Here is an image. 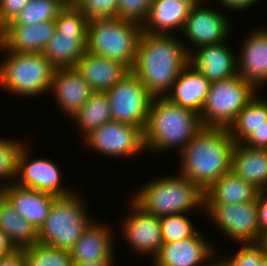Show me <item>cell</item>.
I'll use <instances>...</instances> for the list:
<instances>
[{
	"label": "cell",
	"instance_id": "obj_21",
	"mask_svg": "<svg viewBox=\"0 0 267 266\" xmlns=\"http://www.w3.org/2000/svg\"><path fill=\"white\" fill-rule=\"evenodd\" d=\"M55 31V20L33 25H6L0 30V44L12 52L42 53Z\"/></svg>",
	"mask_w": 267,
	"mask_h": 266
},
{
	"label": "cell",
	"instance_id": "obj_22",
	"mask_svg": "<svg viewBox=\"0 0 267 266\" xmlns=\"http://www.w3.org/2000/svg\"><path fill=\"white\" fill-rule=\"evenodd\" d=\"M197 1L152 0L148 18L142 25V32L163 35H169L171 31L181 33L185 21Z\"/></svg>",
	"mask_w": 267,
	"mask_h": 266
},
{
	"label": "cell",
	"instance_id": "obj_19",
	"mask_svg": "<svg viewBox=\"0 0 267 266\" xmlns=\"http://www.w3.org/2000/svg\"><path fill=\"white\" fill-rule=\"evenodd\" d=\"M50 92L63 115L71 118L90 98L93 91L76 67L54 70Z\"/></svg>",
	"mask_w": 267,
	"mask_h": 266
},
{
	"label": "cell",
	"instance_id": "obj_9",
	"mask_svg": "<svg viewBox=\"0 0 267 266\" xmlns=\"http://www.w3.org/2000/svg\"><path fill=\"white\" fill-rule=\"evenodd\" d=\"M258 93L253 84L244 81L239 75L211 83L199 114L202 126L228 128Z\"/></svg>",
	"mask_w": 267,
	"mask_h": 266
},
{
	"label": "cell",
	"instance_id": "obj_26",
	"mask_svg": "<svg viewBox=\"0 0 267 266\" xmlns=\"http://www.w3.org/2000/svg\"><path fill=\"white\" fill-rule=\"evenodd\" d=\"M260 190L234 172L218 178L205 192V204H243L257 200Z\"/></svg>",
	"mask_w": 267,
	"mask_h": 266
},
{
	"label": "cell",
	"instance_id": "obj_4",
	"mask_svg": "<svg viewBox=\"0 0 267 266\" xmlns=\"http://www.w3.org/2000/svg\"><path fill=\"white\" fill-rule=\"evenodd\" d=\"M131 198L145 212L157 217L191 213L203 209L205 194L194 183L180 175H164L139 187ZM201 208V209H200Z\"/></svg>",
	"mask_w": 267,
	"mask_h": 266
},
{
	"label": "cell",
	"instance_id": "obj_3",
	"mask_svg": "<svg viewBox=\"0 0 267 266\" xmlns=\"http://www.w3.org/2000/svg\"><path fill=\"white\" fill-rule=\"evenodd\" d=\"M201 128L198 113L165 97H153L144 129L145 147L154 153L178 148L179 153Z\"/></svg>",
	"mask_w": 267,
	"mask_h": 266
},
{
	"label": "cell",
	"instance_id": "obj_13",
	"mask_svg": "<svg viewBox=\"0 0 267 266\" xmlns=\"http://www.w3.org/2000/svg\"><path fill=\"white\" fill-rule=\"evenodd\" d=\"M28 146L23 143L18 151L14 183L20 187L46 192L56 197L73 194V190L65 188L62 184L60 166L45 157L32 159Z\"/></svg>",
	"mask_w": 267,
	"mask_h": 266
},
{
	"label": "cell",
	"instance_id": "obj_16",
	"mask_svg": "<svg viewBox=\"0 0 267 266\" xmlns=\"http://www.w3.org/2000/svg\"><path fill=\"white\" fill-rule=\"evenodd\" d=\"M204 237L198 231L188 239L163 243L151 266H209L217 251Z\"/></svg>",
	"mask_w": 267,
	"mask_h": 266
},
{
	"label": "cell",
	"instance_id": "obj_17",
	"mask_svg": "<svg viewBox=\"0 0 267 266\" xmlns=\"http://www.w3.org/2000/svg\"><path fill=\"white\" fill-rule=\"evenodd\" d=\"M242 43L237 53L238 75L259 90L267 85V27L250 31Z\"/></svg>",
	"mask_w": 267,
	"mask_h": 266
},
{
	"label": "cell",
	"instance_id": "obj_35",
	"mask_svg": "<svg viewBox=\"0 0 267 266\" xmlns=\"http://www.w3.org/2000/svg\"><path fill=\"white\" fill-rule=\"evenodd\" d=\"M74 4L89 20L118 17V0H74Z\"/></svg>",
	"mask_w": 267,
	"mask_h": 266
},
{
	"label": "cell",
	"instance_id": "obj_39",
	"mask_svg": "<svg viewBox=\"0 0 267 266\" xmlns=\"http://www.w3.org/2000/svg\"><path fill=\"white\" fill-rule=\"evenodd\" d=\"M241 144L254 149L267 150V125L258 127Z\"/></svg>",
	"mask_w": 267,
	"mask_h": 266
},
{
	"label": "cell",
	"instance_id": "obj_6",
	"mask_svg": "<svg viewBox=\"0 0 267 266\" xmlns=\"http://www.w3.org/2000/svg\"><path fill=\"white\" fill-rule=\"evenodd\" d=\"M142 25L127 19L95 18L89 20L86 51L125 64L132 70Z\"/></svg>",
	"mask_w": 267,
	"mask_h": 266
},
{
	"label": "cell",
	"instance_id": "obj_44",
	"mask_svg": "<svg viewBox=\"0 0 267 266\" xmlns=\"http://www.w3.org/2000/svg\"><path fill=\"white\" fill-rule=\"evenodd\" d=\"M116 257H109L107 259H101L98 261L81 263V264H73V266H115Z\"/></svg>",
	"mask_w": 267,
	"mask_h": 266
},
{
	"label": "cell",
	"instance_id": "obj_14",
	"mask_svg": "<svg viewBox=\"0 0 267 266\" xmlns=\"http://www.w3.org/2000/svg\"><path fill=\"white\" fill-rule=\"evenodd\" d=\"M204 1L211 0H199L192 7L189 16L187 17L184 27L181 31V35L187 38V44H184L188 54L203 45L217 44L228 40V36L231 34V22L226 17L225 13L218 11L219 9H213L211 7H205ZM203 3V5H202ZM204 6V7H202ZM230 33V34H229ZM190 41V43H189ZM194 46L193 49H191Z\"/></svg>",
	"mask_w": 267,
	"mask_h": 266
},
{
	"label": "cell",
	"instance_id": "obj_42",
	"mask_svg": "<svg viewBox=\"0 0 267 266\" xmlns=\"http://www.w3.org/2000/svg\"><path fill=\"white\" fill-rule=\"evenodd\" d=\"M259 0H218L220 2L224 10H233V11H244L247 8L249 9L253 4Z\"/></svg>",
	"mask_w": 267,
	"mask_h": 266
},
{
	"label": "cell",
	"instance_id": "obj_46",
	"mask_svg": "<svg viewBox=\"0 0 267 266\" xmlns=\"http://www.w3.org/2000/svg\"><path fill=\"white\" fill-rule=\"evenodd\" d=\"M209 266H228L222 259L215 258V261H211V264Z\"/></svg>",
	"mask_w": 267,
	"mask_h": 266
},
{
	"label": "cell",
	"instance_id": "obj_7",
	"mask_svg": "<svg viewBox=\"0 0 267 266\" xmlns=\"http://www.w3.org/2000/svg\"><path fill=\"white\" fill-rule=\"evenodd\" d=\"M79 194L56 197L44 225L38 231V243L71 251L93 222ZM90 218H89V217Z\"/></svg>",
	"mask_w": 267,
	"mask_h": 266
},
{
	"label": "cell",
	"instance_id": "obj_36",
	"mask_svg": "<svg viewBox=\"0 0 267 266\" xmlns=\"http://www.w3.org/2000/svg\"><path fill=\"white\" fill-rule=\"evenodd\" d=\"M240 247L232 256H222L228 266H259L265 251L258 243H239Z\"/></svg>",
	"mask_w": 267,
	"mask_h": 266
},
{
	"label": "cell",
	"instance_id": "obj_31",
	"mask_svg": "<svg viewBox=\"0 0 267 266\" xmlns=\"http://www.w3.org/2000/svg\"><path fill=\"white\" fill-rule=\"evenodd\" d=\"M64 6L60 0H29L22 11L7 25H33L55 20Z\"/></svg>",
	"mask_w": 267,
	"mask_h": 266
},
{
	"label": "cell",
	"instance_id": "obj_15",
	"mask_svg": "<svg viewBox=\"0 0 267 266\" xmlns=\"http://www.w3.org/2000/svg\"><path fill=\"white\" fill-rule=\"evenodd\" d=\"M129 215L120 224L122 235L127 239L132 251L145 255L151 260L159 253L163 244L160 219L145 212L132 199L129 201ZM151 255V256H150Z\"/></svg>",
	"mask_w": 267,
	"mask_h": 266
},
{
	"label": "cell",
	"instance_id": "obj_28",
	"mask_svg": "<svg viewBox=\"0 0 267 266\" xmlns=\"http://www.w3.org/2000/svg\"><path fill=\"white\" fill-rule=\"evenodd\" d=\"M0 231L17 249L38 243V231L24 217H21L0 194Z\"/></svg>",
	"mask_w": 267,
	"mask_h": 266
},
{
	"label": "cell",
	"instance_id": "obj_27",
	"mask_svg": "<svg viewBox=\"0 0 267 266\" xmlns=\"http://www.w3.org/2000/svg\"><path fill=\"white\" fill-rule=\"evenodd\" d=\"M231 171L260 191L267 190V150L236 144Z\"/></svg>",
	"mask_w": 267,
	"mask_h": 266
},
{
	"label": "cell",
	"instance_id": "obj_41",
	"mask_svg": "<svg viewBox=\"0 0 267 266\" xmlns=\"http://www.w3.org/2000/svg\"><path fill=\"white\" fill-rule=\"evenodd\" d=\"M0 266H26L23 249H16L13 253L0 257Z\"/></svg>",
	"mask_w": 267,
	"mask_h": 266
},
{
	"label": "cell",
	"instance_id": "obj_8",
	"mask_svg": "<svg viewBox=\"0 0 267 266\" xmlns=\"http://www.w3.org/2000/svg\"><path fill=\"white\" fill-rule=\"evenodd\" d=\"M88 23L89 19L74 3L60 10L55 34L42 52L55 69L75 67L86 53Z\"/></svg>",
	"mask_w": 267,
	"mask_h": 266
},
{
	"label": "cell",
	"instance_id": "obj_47",
	"mask_svg": "<svg viewBox=\"0 0 267 266\" xmlns=\"http://www.w3.org/2000/svg\"><path fill=\"white\" fill-rule=\"evenodd\" d=\"M259 266H267V254L262 258Z\"/></svg>",
	"mask_w": 267,
	"mask_h": 266
},
{
	"label": "cell",
	"instance_id": "obj_18",
	"mask_svg": "<svg viewBox=\"0 0 267 266\" xmlns=\"http://www.w3.org/2000/svg\"><path fill=\"white\" fill-rule=\"evenodd\" d=\"M224 42L200 46L189 54V64L210 83L238 75L237 54Z\"/></svg>",
	"mask_w": 267,
	"mask_h": 266
},
{
	"label": "cell",
	"instance_id": "obj_25",
	"mask_svg": "<svg viewBox=\"0 0 267 266\" xmlns=\"http://www.w3.org/2000/svg\"><path fill=\"white\" fill-rule=\"evenodd\" d=\"M210 82L188 64L164 96L171 103L200 114L208 95Z\"/></svg>",
	"mask_w": 267,
	"mask_h": 266
},
{
	"label": "cell",
	"instance_id": "obj_40",
	"mask_svg": "<svg viewBox=\"0 0 267 266\" xmlns=\"http://www.w3.org/2000/svg\"><path fill=\"white\" fill-rule=\"evenodd\" d=\"M260 233L267 230V190L260 191L256 200Z\"/></svg>",
	"mask_w": 267,
	"mask_h": 266
},
{
	"label": "cell",
	"instance_id": "obj_45",
	"mask_svg": "<svg viewBox=\"0 0 267 266\" xmlns=\"http://www.w3.org/2000/svg\"><path fill=\"white\" fill-rule=\"evenodd\" d=\"M258 244L261 246V248L267 254V230H265L261 233V237L258 241Z\"/></svg>",
	"mask_w": 267,
	"mask_h": 266
},
{
	"label": "cell",
	"instance_id": "obj_37",
	"mask_svg": "<svg viewBox=\"0 0 267 266\" xmlns=\"http://www.w3.org/2000/svg\"><path fill=\"white\" fill-rule=\"evenodd\" d=\"M152 0H118V18L137 22L147 20Z\"/></svg>",
	"mask_w": 267,
	"mask_h": 266
},
{
	"label": "cell",
	"instance_id": "obj_48",
	"mask_svg": "<svg viewBox=\"0 0 267 266\" xmlns=\"http://www.w3.org/2000/svg\"><path fill=\"white\" fill-rule=\"evenodd\" d=\"M64 5H70L74 3V0H60Z\"/></svg>",
	"mask_w": 267,
	"mask_h": 266
},
{
	"label": "cell",
	"instance_id": "obj_29",
	"mask_svg": "<svg viewBox=\"0 0 267 266\" xmlns=\"http://www.w3.org/2000/svg\"><path fill=\"white\" fill-rule=\"evenodd\" d=\"M256 95L227 128L236 144H241L253 131L267 125V100ZM266 100V101H265Z\"/></svg>",
	"mask_w": 267,
	"mask_h": 266
},
{
	"label": "cell",
	"instance_id": "obj_30",
	"mask_svg": "<svg viewBox=\"0 0 267 266\" xmlns=\"http://www.w3.org/2000/svg\"><path fill=\"white\" fill-rule=\"evenodd\" d=\"M78 123L82 139L92 130L112 121L106 92H93L87 102L70 118Z\"/></svg>",
	"mask_w": 267,
	"mask_h": 266
},
{
	"label": "cell",
	"instance_id": "obj_11",
	"mask_svg": "<svg viewBox=\"0 0 267 266\" xmlns=\"http://www.w3.org/2000/svg\"><path fill=\"white\" fill-rule=\"evenodd\" d=\"M87 149L108 157H135L145 151L144 130L138 126L107 122L83 138Z\"/></svg>",
	"mask_w": 267,
	"mask_h": 266
},
{
	"label": "cell",
	"instance_id": "obj_43",
	"mask_svg": "<svg viewBox=\"0 0 267 266\" xmlns=\"http://www.w3.org/2000/svg\"><path fill=\"white\" fill-rule=\"evenodd\" d=\"M17 248L9 238L0 231V257L13 253Z\"/></svg>",
	"mask_w": 267,
	"mask_h": 266
},
{
	"label": "cell",
	"instance_id": "obj_34",
	"mask_svg": "<svg viewBox=\"0 0 267 266\" xmlns=\"http://www.w3.org/2000/svg\"><path fill=\"white\" fill-rule=\"evenodd\" d=\"M23 142L17 139L0 138V180L6 182L3 185L0 183V188L6 184L13 183L16 176V158ZM10 180V181H9Z\"/></svg>",
	"mask_w": 267,
	"mask_h": 266
},
{
	"label": "cell",
	"instance_id": "obj_33",
	"mask_svg": "<svg viewBox=\"0 0 267 266\" xmlns=\"http://www.w3.org/2000/svg\"><path fill=\"white\" fill-rule=\"evenodd\" d=\"M185 214L177 213L159 217L163 243L188 239L199 231Z\"/></svg>",
	"mask_w": 267,
	"mask_h": 266
},
{
	"label": "cell",
	"instance_id": "obj_5",
	"mask_svg": "<svg viewBox=\"0 0 267 266\" xmlns=\"http://www.w3.org/2000/svg\"><path fill=\"white\" fill-rule=\"evenodd\" d=\"M0 62V88L12 95L28 98L41 96L51 89L55 68L43 53H21L6 50Z\"/></svg>",
	"mask_w": 267,
	"mask_h": 266
},
{
	"label": "cell",
	"instance_id": "obj_24",
	"mask_svg": "<svg viewBox=\"0 0 267 266\" xmlns=\"http://www.w3.org/2000/svg\"><path fill=\"white\" fill-rule=\"evenodd\" d=\"M76 69L93 92H107L131 70L123 63L86 51L78 60Z\"/></svg>",
	"mask_w": 267,
	"mask_h": 266
},
{
	"label": "cell",
	"instance_id": "obj_2",
	"mask_svg": "<svg viewBox=\"0 0 267 266\" xmlns=\"http://www.w3.org/2000/svg\"><path fill=\"white\" fill-rule=\"evenodd\" d=\"M235 145L227 128L203 127L179 152L178 173L205 192L218 178L231 171Z\"/></svg>",
	"mask_w": 267,
	"mask_h": 266
},
{
	"label": "cell",
	"instance_id": "obj_1",
	"mask_svg": "<svg viewBox=\"0 0 267 266\" xmlns=\"http://www.w3.org/2000/svg\"><path fill=\"white\" fill-rule=\"evenodd\" d=\"M188 64V51L179 38L141 32L131 71L153 97H164Z\"/></svg>",
	"mask_w": 267,
	"mask_h": 266
},
{
	"label": "cell",
	"instance_id": "obj_32",
	"mask_svg": "<svg viewBox=\"0 0 267 266\" xmlns=\"http://www.w3.org/2000/svg\"><path fill=\"white\" fill-rule=\"evenodd\" d=\"M26 266H73L71 253L52 246L35 243L22 248Z\"/></svg>",
	"mask_w": 267,
	"mask_h": 266
},
{
	"label": "cell",
	"instance_id": "obj_12",
	"mask_svg": "<svg viewBox=\"0 0 267 266\" xmlns=\"http://www.w3.org/2000/svg\"><path fill=\"white\" fill-rule=\"evenodd\" d=\"M204 213L232 242L258 243L261 237L256 201L243 204H205Z\"/></svg>",
	"mask_w": 267,
	"mask_h": 266
},
{
	"label": "cell",
	"instance_id": "obj_20",
	"mask_svg": "<svg viewBox=\"0 0 267 266\" xmlns=\"http://www.w3.org/2000/svg\"><path fill=\"white\" fill-rule=\"evenodd\" d=\"M0 194L27 219L37 231L44 225L56 196L16 185L14 182L0 188Z\"/></svg>",
	"mask_w": 267,
	"mask_h": 266
},
{
	"label": "cell",
	"instance_id": "obj_38",
	"mask_svg": "<svg viewBox=\"0 0 267 266\" xmlns=\"http://www.w3.org/2000/svg\"><path fill=\"white\" fill-rule=\"evenodd\" d=\"M29 0H0V30L11 22Z\"/></svg>",
	"mask_w": 267,
	"mask_h": 266
},
{
	"label": "cell",
	"instance_id": "obj_10",
	"mask_svg": "<svg viewBox=\"0 0 267 266\" xmlns=\"http://www.w3.org/2000/svg\"><path fill=\"white\" fill-rule=\"evenodd\" d=\"M112 121L145 129L153 96L131 71L106 92Z\"/></svg>",
	"mask_w": 267,
	"mask_h": 266
},
{
	"label": "cell",
	"instance_id": "obj_23",
	"mask_svg": "<svg viewBox=\"0 0 267 266\" xmlns=\"http://www.w3.org/2000/svg\"><path fill=\"white\" fill-rule=\"evenodd\" d=\"M108 223L95 219L70 251L73 264L88 263L114 257V232Z\"/></svg>",
	"mask_w": 267,
	"mask_h": 266
}]
</instances>
